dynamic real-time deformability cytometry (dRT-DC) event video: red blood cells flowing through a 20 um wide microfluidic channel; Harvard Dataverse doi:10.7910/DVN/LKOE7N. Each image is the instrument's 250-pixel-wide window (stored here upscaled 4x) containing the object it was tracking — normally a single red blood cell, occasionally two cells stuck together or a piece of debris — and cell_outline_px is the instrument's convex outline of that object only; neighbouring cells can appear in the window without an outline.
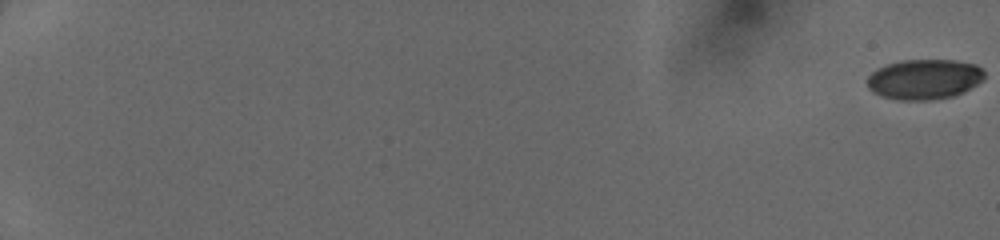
{"species": "human", "species_latin": "Homo sapiens", "temperature_condition": "cold", "stored_images_in_passage": 11, "camera_frame_rate_fps": 3000, "um_per_image_px": 0.085, "donor": {"sex": "female"}, "frame": {"image": 1, "passage_image": 1, "time_ms": 0.0, "image_size_px": [1000, 240], "cell_outline_px": [[984, 80], [964, 92], [956, 96], [928, 100], [900, 100], [884, 96], [872, 92], [868, 88], [868, 76], [876, 68], [888, 64], [904, 60], [956, 60], [976, 64], [984, 72]], "centroid_in_image_um": [78.59, 6.74], "position_along_channel_um": 6.4, "area_um2": 27.51}}